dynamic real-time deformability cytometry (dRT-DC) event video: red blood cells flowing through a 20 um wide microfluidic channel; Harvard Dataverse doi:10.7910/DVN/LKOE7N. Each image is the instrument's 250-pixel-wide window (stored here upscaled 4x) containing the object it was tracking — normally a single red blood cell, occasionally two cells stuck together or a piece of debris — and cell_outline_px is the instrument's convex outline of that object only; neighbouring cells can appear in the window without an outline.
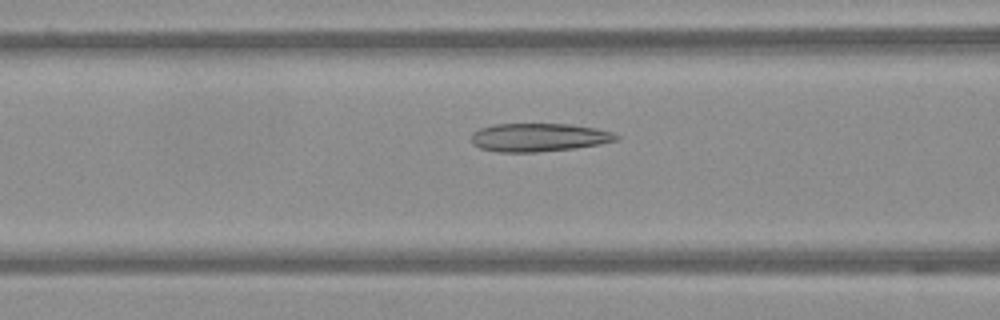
{"species": "Egyptian fruit bat (a non-hibernating species)", "species_latin": "Rousettus aegyptiacus", "temperature_condition": "warm", "stored_images_in_passage": 43, "camera_frame_rate_fps": 3000, "um_per_image_px": 0.085, "frame": {"image": 1, "passage_image": 16, "time_ms": 5.0, "image_size_px": [1000, 320], "cell_outline_px": [[620, 140], [600, 144], [576, 148], [536, 152], [496, 152], [480, 148], [472, 144], [472, 132], [480, 128], [492, 124], [568, 124], [596, 128], [612, 132], [620, 136]], "centroid_in_image_um": [45.8, 11.68], "position_along_channel_um": 120.8, "area_um2": 24.1}}
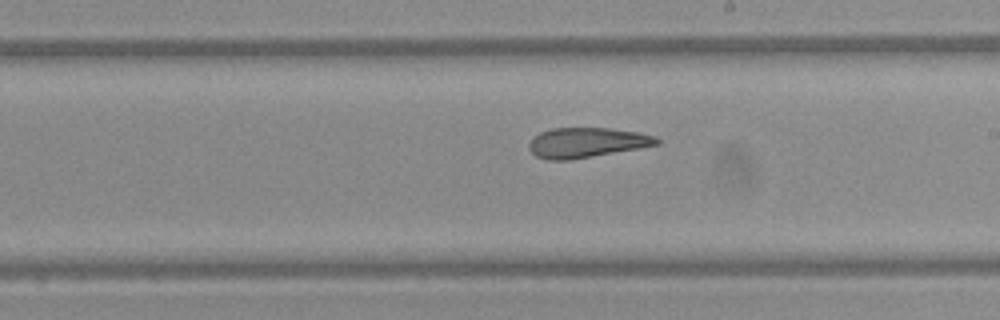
{"frame": {"image": 2, "passage_image": 26, "time_ms": 8.333, "image_size_px": [1000, 320], "cell_outline_px": [[660, 144], [640, 148], [572, 160], [548, 160], [536, 156], [528, 148], [528, 144], [532, 136], [540, 132], [552, 128], [608, 128], [636, 132], [652, 136], [660, 140]], "centroid_in_image_um": [49.81, 12.13], "position_along_channel_um": 239.2, "area_um2": 22.37}}
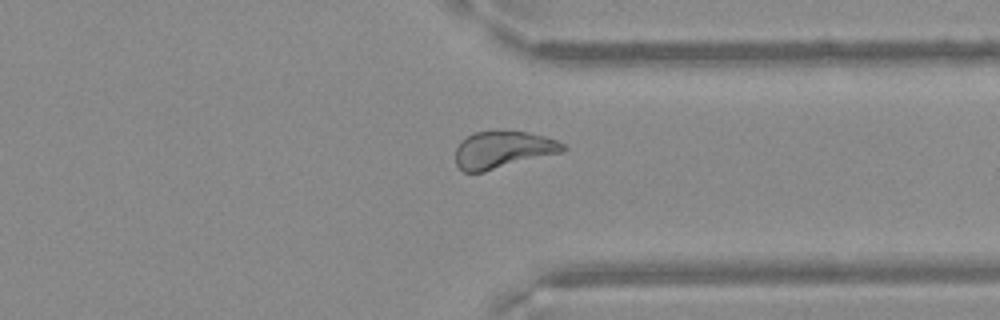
{"frame": {"image": 3, "passage_image": 37, "time_ms": 12.0, "image_size_px": [1000, 320], "cell_outline_px": [[568, 148], [564, 152], [484, 172], [464, 172], [456, 164], [456, 148], [460, 140], [476, 132], [500, 128], [528, 132], [544, 136], [556, 140], [564, 144]], "centroid_in_image_um": [42.77, 12.7], "position_along_channel_um": 368.6, "area_um2": 23.93}}